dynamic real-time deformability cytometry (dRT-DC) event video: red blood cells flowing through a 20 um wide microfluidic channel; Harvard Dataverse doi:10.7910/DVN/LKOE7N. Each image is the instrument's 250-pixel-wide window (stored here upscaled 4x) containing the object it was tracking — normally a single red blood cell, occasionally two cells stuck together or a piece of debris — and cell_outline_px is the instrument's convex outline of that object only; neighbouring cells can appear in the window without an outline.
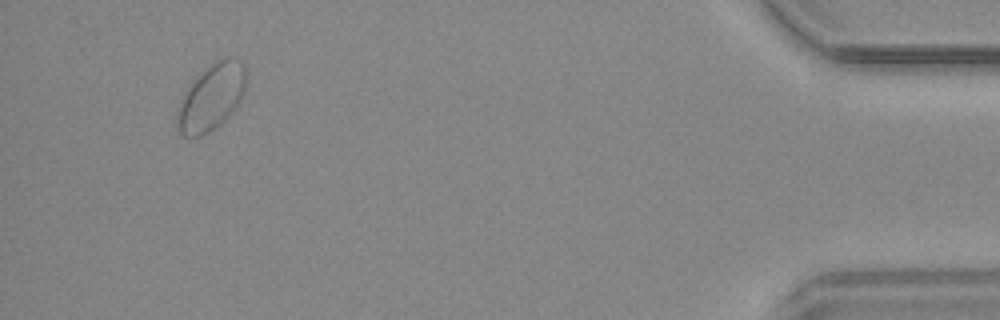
{"species": "common noctule bat (a hibernating species)", "species_latin": "Nyctalus noctula", "temperature_condition": "warm", "stored_images_in_passage": 23, "camera_frame_rate_fps": 3000, "um_per_image_px": 0.085, "animal": {"sex": "male", "body_mass_g": 20.4}, "frame": {"image": 1, "passage_image": 23, "time_ms": 7.333, "image_size_px": [1000, 320], "cell_outline_px": [[248, 72], [244, 92], [236, 108], [220, 124], [208, 132], [200, 136], [180, 136], [176, 128], [176, 112], [180, 100], [192, 80], [196, 76], [216, 60], [224, 56], [228, 56], [240, 60], [248, 68]], "centroid_in_image_um": [17.97, 8.24], "position_along_channel_um": 417.2, "area_um2": 27.22}}